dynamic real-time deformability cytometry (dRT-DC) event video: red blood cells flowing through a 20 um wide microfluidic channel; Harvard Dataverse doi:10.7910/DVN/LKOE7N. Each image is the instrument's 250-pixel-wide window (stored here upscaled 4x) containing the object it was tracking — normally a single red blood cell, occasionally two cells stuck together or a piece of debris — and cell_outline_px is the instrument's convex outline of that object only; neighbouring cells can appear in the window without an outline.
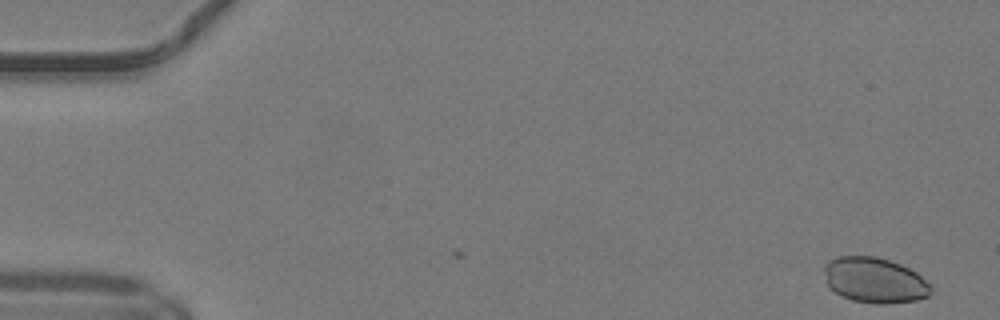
{"species": "common noctule bat (a hibernating species)", "species_latin": "Nyctalus noctula", "temperature_condition": "warm", "stored_images_in_passage": 2, "camera_frame_rate_fps": 3000, "um_per_image_px": 0.085, "animal": {"sex": "male", "body_mass_g": 19.2, "forearm_length_mm": 51.8}, "frame": {"image": 1, "passage_image": 2, "time_ms": 0.333, "image_size_px": [1000, 320], "cell_outline_px": [[932, 292], [928, 296], [916, 300], [884, 304], [876, 304], [852, 300], [840, 296], [828, 288], [824, 272], [824, 264], [828, 260], [836, 256], [876, 256], [900, 264], [916, 272], [932, 284]], "centroid_in_image_um": [74.33, 23.82], "position_along_channel_um": 10.7, "area_um2": 28.67}}